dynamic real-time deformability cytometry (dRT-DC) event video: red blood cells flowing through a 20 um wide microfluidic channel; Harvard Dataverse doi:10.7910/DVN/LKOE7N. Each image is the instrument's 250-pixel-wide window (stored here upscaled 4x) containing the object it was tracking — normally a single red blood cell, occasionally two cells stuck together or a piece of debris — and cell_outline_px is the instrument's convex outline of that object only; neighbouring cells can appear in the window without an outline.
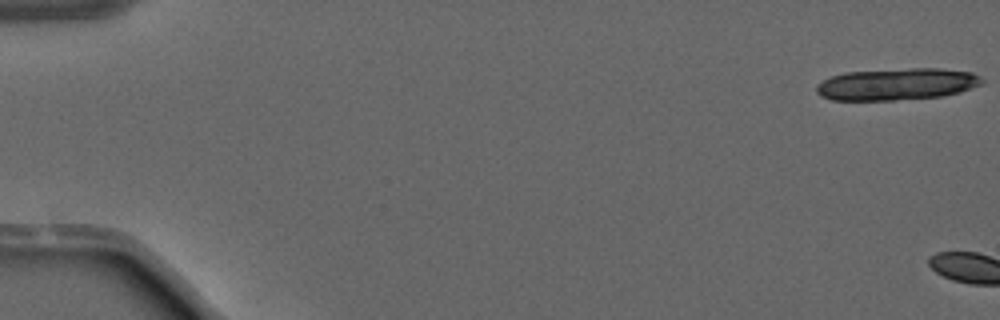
{"species": "common noctule bat (a hibernating species)", "species_latin": "Nyctalus noctula", "temperature_condition": "warm", "stored_images_in_passage": 4, "camera_frame_rate_fps": 3000, "um_per_image_px": 0.085, "animal": {"sex": "male", "forearm_length_mm": 52.5}, "frame": {"image": 1, "passage_image": 1, "time_ms": 0.0, "image_size_px": [1000, 320], "cell_outline_px": [[984, 84], [960, 92], [944, 96], [892, 100], [832, 100], [820, 96], [816, 92], [816, 84], [832, 76], [848, 72], [912, 68], [940, 68], [972, 72], [980, 76], [984, 80]], "centroid_in_image_um": [76.27, 7.15], "position_along_channel_um": 8.7, "area_um2": 30.87}}